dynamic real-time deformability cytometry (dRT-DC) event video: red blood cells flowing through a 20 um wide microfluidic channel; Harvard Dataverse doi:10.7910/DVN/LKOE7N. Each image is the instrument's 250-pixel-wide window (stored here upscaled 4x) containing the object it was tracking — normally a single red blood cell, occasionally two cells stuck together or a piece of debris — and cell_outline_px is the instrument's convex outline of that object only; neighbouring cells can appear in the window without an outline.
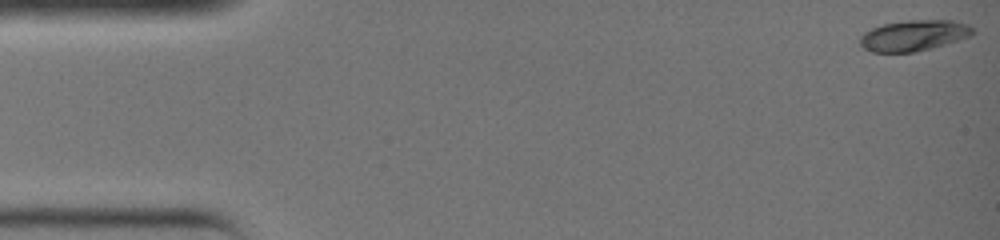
{"species": "common noctule bat (a hibernating species)", "species_latin": "Nyctalus noctula", "temperature_condition": "warm", "stored_images_in_passage": 34, "camera_frame_rate_fps": 3000, "um_per_image_px": 0.085, "animal": {"sex": "female", "body_mass_g": 19.0, "forearm_length_mm": 51.5}, "frame": {"image": 1, "passage_image": 1, "time_ms": 0.0, "image_size_px": [1000, 240], "cell_outline_px": [[976, 32], [972, 36], [932, 48], [916, 52], [872, 52], [864, 48], [860, 44], [860, 36], [864, 32], [872, 28], [884, 24], [908, 20], [952, 20], [968, 24]], "centroid_in_image_um": [77.7, 3.02], "position_along_channel_um": 7.3, "area_um2": 20.35}}
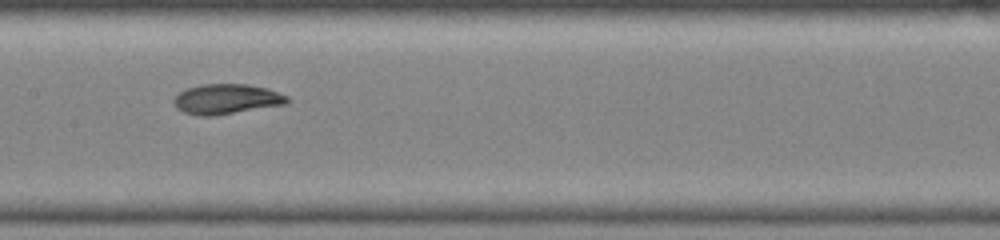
{"frame": {"image": 2, "passage_image": 19, "time_ms": 6.0, "image_size_px": [1000, 240], "cell_outline_px": [[292, 100], [288, 104], [212, 116], [204, 116], [184, 112], [176, 108], [172, 100], [180, 92], [188, 88], [200, 84], [248, 84], [268, 88], [288, 96]], "centroid_in_image_um": [19.3, 8.41], "position_along_channel_um": 188.1, "area_um2": 20.0}}
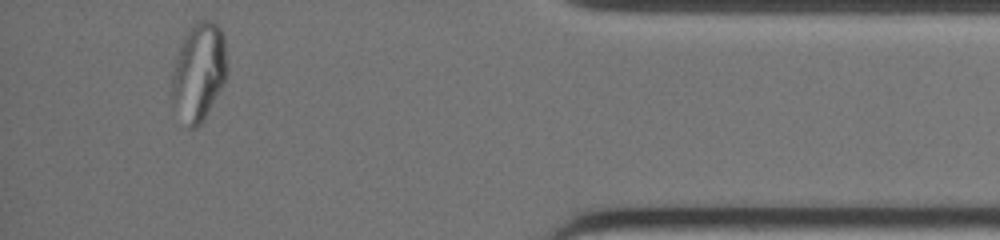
{"frame": {"image": 3, "passage_image": 34, "time_ms": 11.0, "image_size_px": [1000, 240], "cell_outline_px": [[228, 72], [224, 80], [200, 124], [196, 128], [188, 128], [172, 96], [172, 72], [184, 36], [188, 28], [196, 20], [212, 20], [220, 28], [224, 36], [228, 68]], "centroid_in_image_um": [16.92, 6.01], "position_along_channel_um": 418.3, "area_um2": 30.75}}